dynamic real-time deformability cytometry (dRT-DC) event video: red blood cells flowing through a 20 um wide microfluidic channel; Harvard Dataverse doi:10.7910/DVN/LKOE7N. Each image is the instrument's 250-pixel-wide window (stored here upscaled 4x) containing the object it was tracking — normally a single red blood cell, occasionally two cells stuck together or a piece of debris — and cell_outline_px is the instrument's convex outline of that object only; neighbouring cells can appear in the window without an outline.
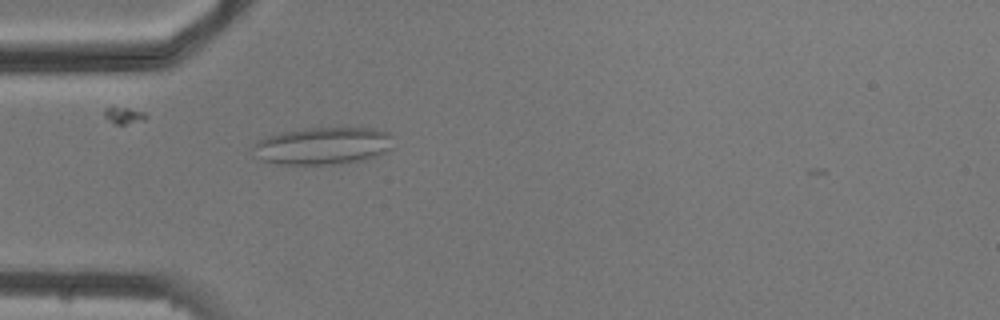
{"species": "common noctule bat (a hibernating species)", "species_latin": "Nyctalus noctula", "temperature_condition": "cold", "stored_images_in_passage": 4, "camera_frame_rate_fps": 3000, "um_per_image_px": 0.085, "animal": {"sex": "male", "body_mass_g": 20.5, "forearm_length_mm": 52.5}, "frame": {"image": 1, "passage_image": 4, "time_ms": 4.333, "image_size_px": [1000, 320], "cell_outline_px": [[392, 148], [376, 156], [364, 160], [340, 164], [280, 164], [264, 160], [256, 156], [252, 148], [260, 140], [268, 136], [280, 132], [304, 128], [372, 128], [392, 132]], "centroid_in_image_um": [27.5, 12.39], "position_along_channel_um": 57.5, "area_um2": 30.58}}